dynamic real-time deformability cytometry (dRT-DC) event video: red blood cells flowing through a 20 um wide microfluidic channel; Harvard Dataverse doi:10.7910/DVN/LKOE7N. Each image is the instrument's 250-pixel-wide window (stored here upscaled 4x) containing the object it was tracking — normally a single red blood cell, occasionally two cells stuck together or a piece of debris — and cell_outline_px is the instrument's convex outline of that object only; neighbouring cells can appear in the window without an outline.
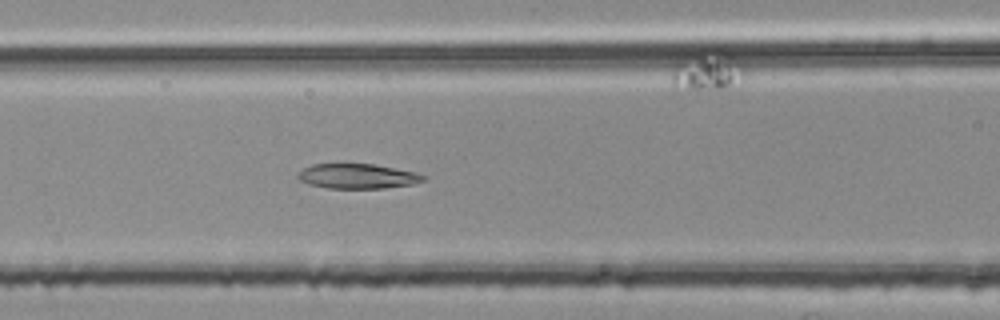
{"species": "common noctule bat (a hibernating species)", "species_latin": "Nyctalus noctula", "temperature_condition": "room temperature", "stored_images_in_passage": 53, "segment_of_instrument_passage": [2, 2], "camera_frame_rate_fps": 3000, "um_per_image_px": 0.085, "animal": {"sex": "female", "body_mass_g": 25.1}, "frame": {"image": 1, "passage_image": 21, "time_ms": 6.667, "image_size_px": [1000, 320], "cell_outline_px": [[428, 176], [424, 180], [412, 184], [384, 188], [328, 188], [308, 184], [300, 180], [296, 176], [304, 168], [312, 164], [372, 164], [416, 172]], "centroid_in_image_um": [30.4, 14.98], "position_along_channel_um": 136.2, "area_um2": 18.03}}
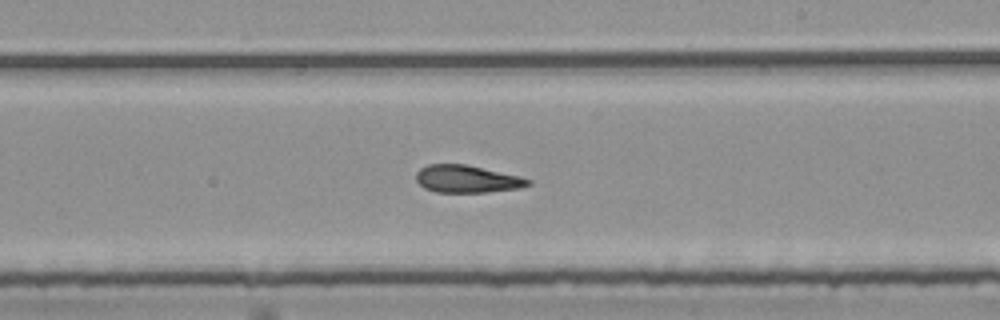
{"frame": {"image": 2, "passage_image": 30, "time_ms": 9.667, "image_size_px": [1000, 320], "cell_outline_px": [[532, 184], [520, 188], [484, 192], [436, 192], [424, 188], [416, 180], [416, 172], [420, 168], [428, 164], [468, 164], [520, 176], [532, 180]], "centroid_in_image_um": [39.7, 15.2], "position_along_channel_um": 249.3, "area_um2": 18.03}}
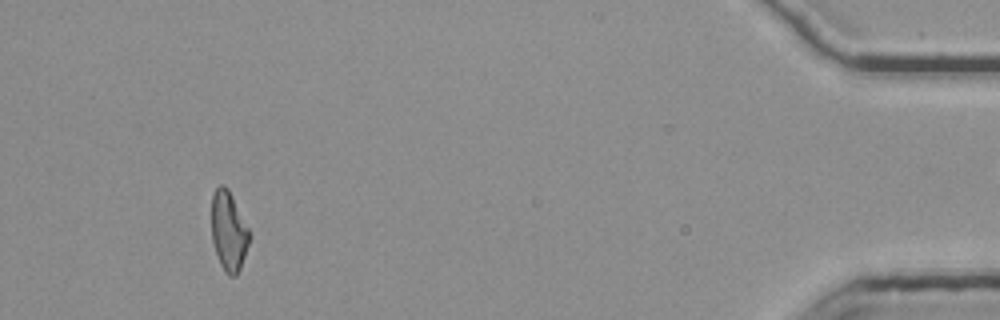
{"frame": {"image": 3, "passage_image": 49, "time_ms": 16.0, "image_size_px": [1000, 320], "cell_outline_px": [[252, 236], [240, 268], [236, 276], [228, 276], [224, 272], [220, 264], [212, 240], [212, 196], [216, 188], [220, 184], [224, 184], [228, 188]], "centroid_in_image_um": [19.44, 19.66], "position_along_channel_um": 415.8, "area_um2": 17.51}}